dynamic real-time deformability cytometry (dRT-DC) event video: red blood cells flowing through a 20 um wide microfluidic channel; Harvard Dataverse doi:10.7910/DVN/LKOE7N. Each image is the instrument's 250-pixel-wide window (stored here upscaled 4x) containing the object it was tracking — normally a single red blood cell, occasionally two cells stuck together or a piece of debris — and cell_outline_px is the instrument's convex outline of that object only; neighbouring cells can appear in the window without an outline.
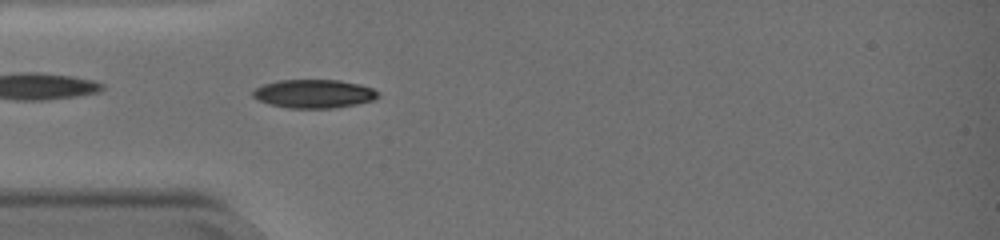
{"species": "common noctule bat (a hibernating species)", "species_latin": "Nyctalus noctula", "temperature_condition": "warm", "stored_images_in_passage": 42, "camera_frame_rate_fps": 3000, "um_per_image_px": 0.085, "animal": {"sex": "female", "body_mass_g": 19.0, "forearm_length_mm": 51.5}, "frame": {"image": 1, "passage_image": 2, "time_ms": 0.333, "image_size_px": [1000, 240], "cell_outline_px": [[380, 96], [376, 100], [356, 104], [332, 108], [288, 108], [268, 104], [256, 100], [252, 96], [252, 92], [256, 88], [264, 84], [280, 80], [340, 80], [360, 84], [372, 88], [380, 92]], "centroid_in_image_um": [26.7, 7.97], "position_along_channel_um": 58.3, "area_um2": 21.04}}
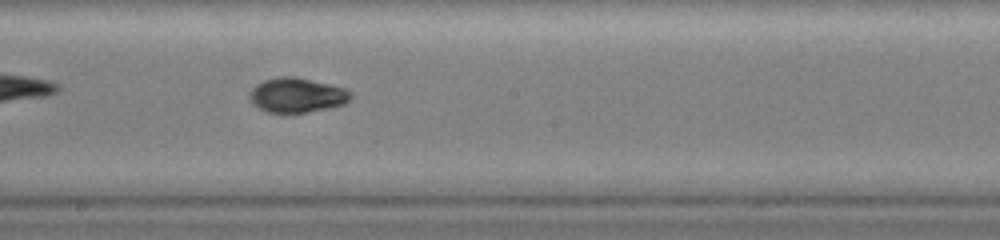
{"frame": {"image": 2, "passage_image": 17, "time_ms": 5.333, "image_size_px": [1000, 240], "cell_outline_px": [[352, 96], [344, 104], [328, 108], [292, 116], [284, 116], [268, 112], [252, 104], [248, 96], [252, 88], [256, 84], [264, 80], [280, 76], [296, 76], [344, 88], [352, 92]], "centroid_in_image_um": [25.2, 8.13], "position_along_channel_um": 223.0, "area_um2": 21.1}}
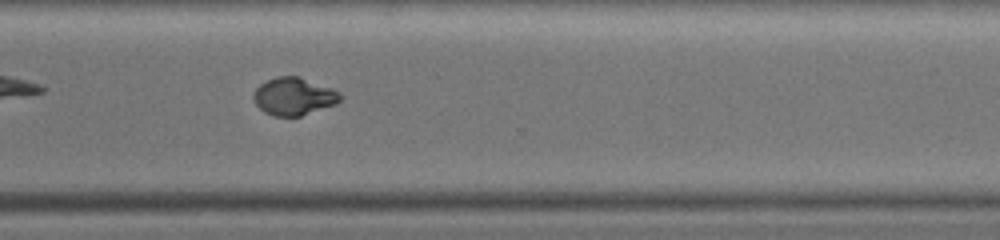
{"frame": {"image": 3, "passage_image": 28, "time_ms": 9.0, "image_size_px": [1000, 240], "cell_outline_px": [[340, 100], [336, 104], [300, 116], [272, 116], [264, 112], [252, 100], [252, 92], [260, 84], [276, 76], [300, 76], [332, 88], [340, 92]], "centroid_in_image_um": [24.94, 8.18], "position_along_channel_um": 345.7, "area_um2": 19.13}, "authors_computed_cell_mechanics": {"area_um2": 20.4901, "velocity_mm_per_s": 3.3389, "shape_relaxation_time_tau1_ms": 6.8027, "shape_relaxation_time_tau2_ms": null, "deformation_change_tau1": 0.2524, "deformation_change_tau2": null}}